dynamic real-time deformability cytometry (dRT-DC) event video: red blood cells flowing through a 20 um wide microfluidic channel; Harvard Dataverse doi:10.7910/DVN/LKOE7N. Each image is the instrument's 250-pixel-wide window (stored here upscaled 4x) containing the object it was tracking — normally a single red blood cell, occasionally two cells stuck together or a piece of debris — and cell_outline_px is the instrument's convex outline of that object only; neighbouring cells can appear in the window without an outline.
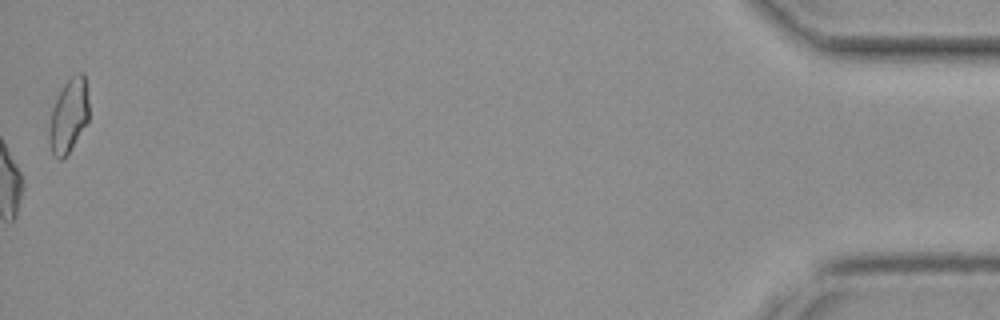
{"species": "common noctule bat (a hibernating species)", "species_latin": "Nyctalus noctula", "temperature_condition": "cold", "stored_images_in_passage": 44, "camera_frame_rate_fps": 3000, "um_per_image_px": 0.085, "animal": {"sex": "female", "body_mass_g": 19.3, "forearm_length_mm": 54.1}, "frame": {"image": 1, "passage_image": 44, "time_ms": 14.333, "image_size_px": [1000, 320], "cell_outline_px": [[88, 120], [68, 152], [60, 160], [52, 152], [48, 140], [48, 132], [52, 108], [64, 84], [76, 72], [84, 72], [88, 100]], "centroid_in_image_um": [5.83, 9.8], "position_along_channel_um": 429.4, "area_um2": 16.7}}